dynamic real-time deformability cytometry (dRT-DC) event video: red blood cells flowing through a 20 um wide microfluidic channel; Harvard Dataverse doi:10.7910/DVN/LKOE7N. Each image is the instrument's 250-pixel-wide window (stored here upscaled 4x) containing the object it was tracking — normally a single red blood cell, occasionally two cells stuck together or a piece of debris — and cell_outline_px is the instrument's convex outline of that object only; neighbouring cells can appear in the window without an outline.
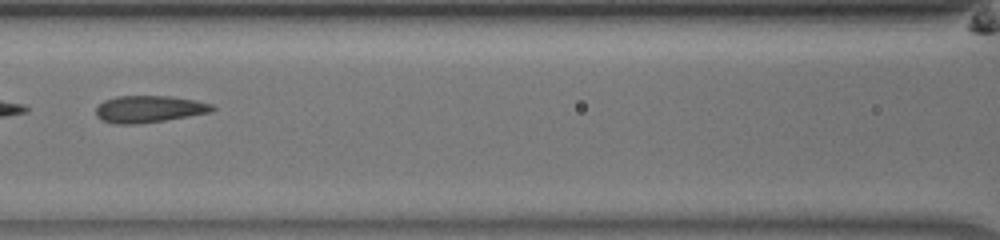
{"species": "common noctule bat (a hibernating species)", "species_latin": "Nyctalus noctula", "temperature_condition": "room temperature", "stored_images_in_passage": 36, "camera_frame_rate_fps": 3000, "um_per_image_px": 0.085, "animal": {"sex": "male", "body_mass_g": 13.0, "forearm_length_mm": 53.1}, "frame": {"image": 1, "passage_image": 11, "time_ms": 3.333, "image_size_px": [1000, 240], "cell_outline_px": [[216, 108], [212, 112], [164, 120], [136, 124], [116, 124], [100, 120], [96, 116], [96, 108], [104, 100], [116, 96], [168, 96], [196, 100], [212, 104]], "centroid_in_image_um": [12.66, 9.27], "position_along_channel_um": 153.9, "area_um2": 18.26}}
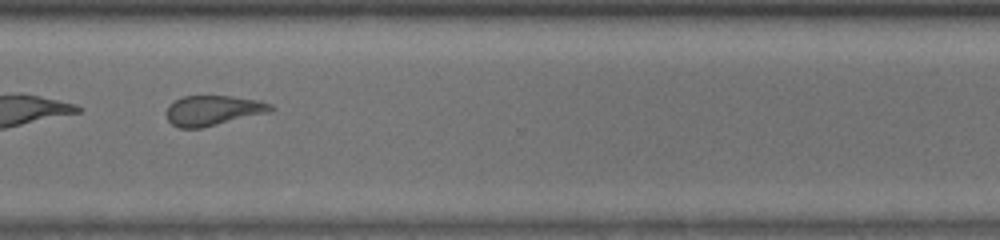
{"frame": {"image": 2, "passage_image": 26, "time_ms": 8.333, "image_size_px": [1000, 240], "cell_outline_px": [[276, 108], [272, 112], [200, 128], [180, 128], [172, 124], [168, 120], [164, 112], [168, 104], [184, 96], [232, 96], [260, 100], [272, 104]], "centroid_in_image_um": [18.13, 9.38], "position_along_channel_um": 352.5, "area_um2": 18.55}, "authors_computed_cell_mechanics": {"area_um2": 18.3804, "velocity_mm_per_s": 3.9826, "shape_relaxation_time_tau1_ms": null, "shape_relaxation_time_tau2_ms": 1.122, "deformation_change_tau1": null, "deformation_change_tau2": 0.0658}}